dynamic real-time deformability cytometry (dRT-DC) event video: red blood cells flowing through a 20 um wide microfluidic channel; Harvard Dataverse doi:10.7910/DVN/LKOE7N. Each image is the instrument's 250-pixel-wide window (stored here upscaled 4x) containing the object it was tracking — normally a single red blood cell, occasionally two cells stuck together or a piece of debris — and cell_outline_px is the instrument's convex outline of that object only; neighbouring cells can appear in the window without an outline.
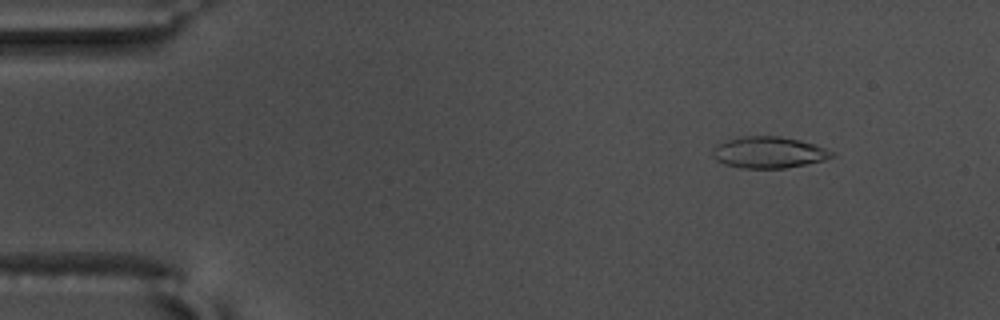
{"species": "common noctule bat (a hibernating species)", "species_latin": "Nyctalus noctula", "temperature_condition": "warm", "stored_images_in_passage": 46, "camera_frame_rate_fps": 3000, "um_per_image_px": 0.085, "animal": {"sex": "male", "body_mass_g": 17.5, "forearm_length_mm": 52.3}, "frame": {"image": 1, "passage_image": 7, "time_ms": 2.0, "image_size_px": [1000, 320], "cell_outline_px": [[836, 156], [824, 160], [784, 168], [740, 168], [724, 164], [716, 160], [712, 156], [712, 148], [716, 144], [724, 140], [740, 136], [780, 136], [800, 140], [816, 144], [836, 152]], "centroid_in_image_um": [65.33, 12.94], "position_along_channel_um": 19.7, "area_um2": 22.2}}
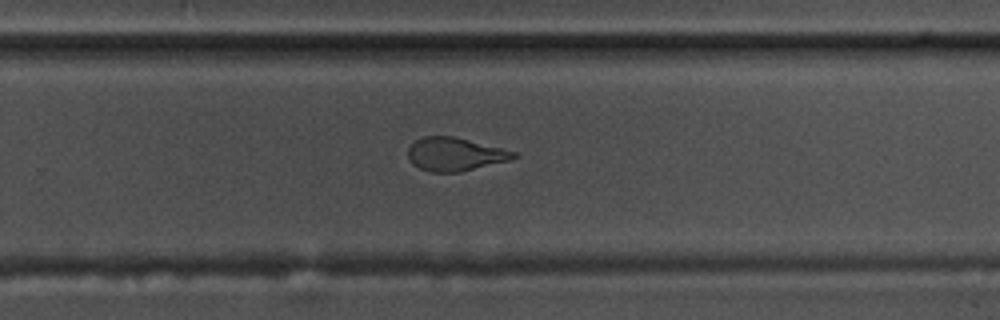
{"frame": {"image": 2, "passage_image": 37, "time_ms": 12.0, "image_size_px": [1000, 320], "cell_outline_px": [[520, 156], [508, 160], [460, 172], [432, 172], [420, 168], [412, 164], [408, 160], [408, 148], [416, 140], [424, 136], [452, 136], [516, 152]], "centroid_in_image_um": [38.63, 13.11], "position_along_channel_um": 291.2, "area_um2": 20.23}}
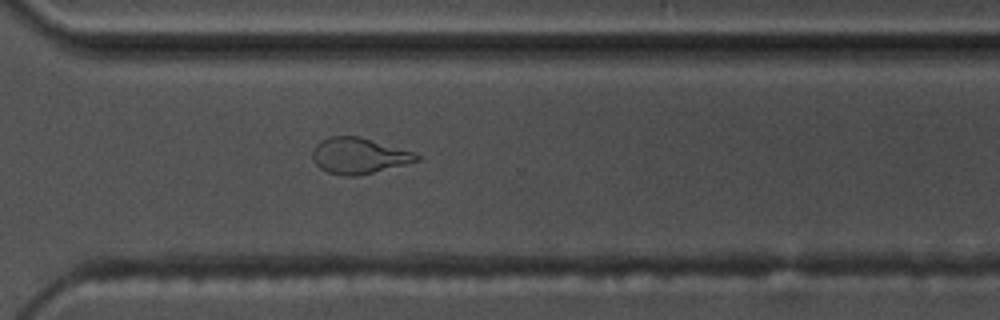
{"frame": {"image": 3, "passage_image": 41, "time_ms": 13.333, "image_size_px": [1000, 320], "cell_outline_px": [[420, 160], [356, 176], [344, 176], [328, 172], [320, 168], [316, 164], [312, 156], [312, 152], [316, 144], [320, 140], [328, 136], [360, 136], [412, 152], [420, 156]], "centroid_in_image_um": [30.45, 13.22], "position_along_channel_um": 340.2, "area_um2": 21.5}}